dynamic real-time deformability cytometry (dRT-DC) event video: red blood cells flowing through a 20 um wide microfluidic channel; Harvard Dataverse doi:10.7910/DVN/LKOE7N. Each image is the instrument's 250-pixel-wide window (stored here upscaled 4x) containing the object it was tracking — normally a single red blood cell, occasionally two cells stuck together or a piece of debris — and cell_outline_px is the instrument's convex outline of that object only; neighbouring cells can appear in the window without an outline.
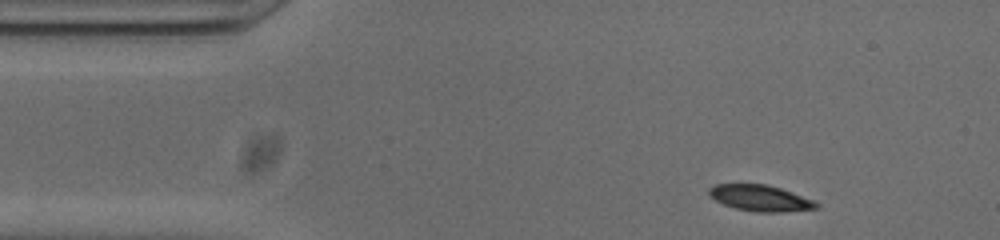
{"species": "common noctule bat (a hibernating species)", "species_latin": "Nyctalus noctula", "temperature_condition": "cold", "stored_images_in_passage": 48, "camera_frame_rate_fps": 3000, "um_per_image_px": 0.085, "animal": {"sex": "male", "body_mass_g": 20.0, "forearm_length_mm": 53.3}, "frame": {"image": 1, "passage_image": 2, "time_ms": 0.333, "image_size_px": [1000, 240], "cell_outline_px": [[820, 208], [780, 212], [756, 212], [736, 208], [724, 204], [708, 196], [708, 188], [716, 184], [764, 184], [780, 188], [812, 200], [820, 204]], "centroid_in_image_um": [64.6, 16.84], "position_along_channel_um": 20.4, "area_um2": 16.18}}
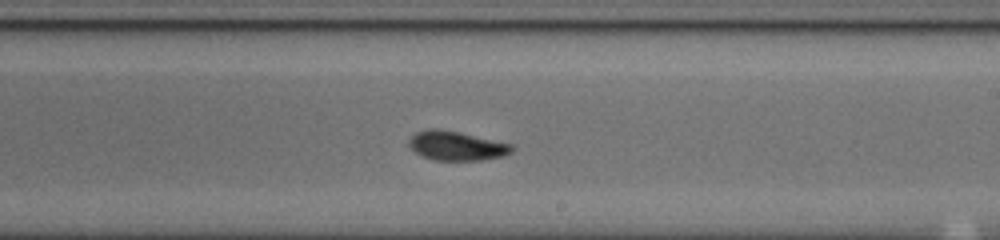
{"frame": {"image": 2, "passage_image": 25, "time_ms": 8.0, "image_size_px": [1000, 240], "cell_outline_px": [[516, 148], [512, 152], [504, 156], [480, 160], [432, 160], [420, 156], [408, 144], [408, 140], [416, 132], [428, 128], [436, 128], [460, 132], [512, 144]], "centroid_in_image_um": [38.81, 12.39], "position_along_channel_um": 250.2, "area_um2": 17.69}}
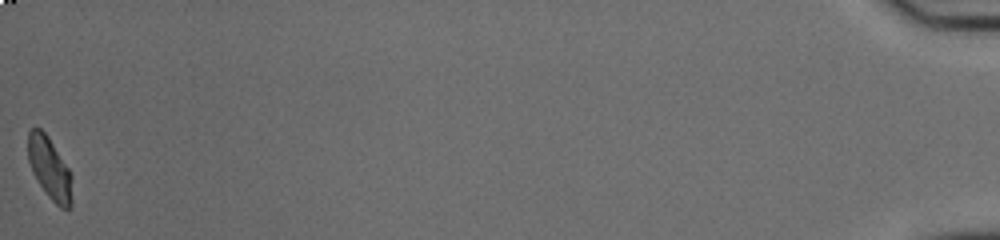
{"frame": {"image": 3, "passage_image": 48, "time_ms": 15.667, "image_size_px": [1000, 240], "cell_outline_px": [[72, 208], [60, 208], [48, 196], [32, 172], [28, 160], [28, 132], [32, 128], [40, 128], [48, 136], [68, 168], [72, 176]], "centroid_in_image_um": [4.23, 14.32], "position_along_channel_um": 431.0, "area_um2": 15.9}, "authors_computed_cell_mechanics": {"area_um2": 17.1955, "velocity_mm_per_s": 3.8268, "shape_relaxation_time_tau1_ms": 6.016, "shape_relaxation_time_tau2_ms": 2.5037, "deformation_change_tau1": 0.1959, "deformation_change_tau2": 0.0518}}